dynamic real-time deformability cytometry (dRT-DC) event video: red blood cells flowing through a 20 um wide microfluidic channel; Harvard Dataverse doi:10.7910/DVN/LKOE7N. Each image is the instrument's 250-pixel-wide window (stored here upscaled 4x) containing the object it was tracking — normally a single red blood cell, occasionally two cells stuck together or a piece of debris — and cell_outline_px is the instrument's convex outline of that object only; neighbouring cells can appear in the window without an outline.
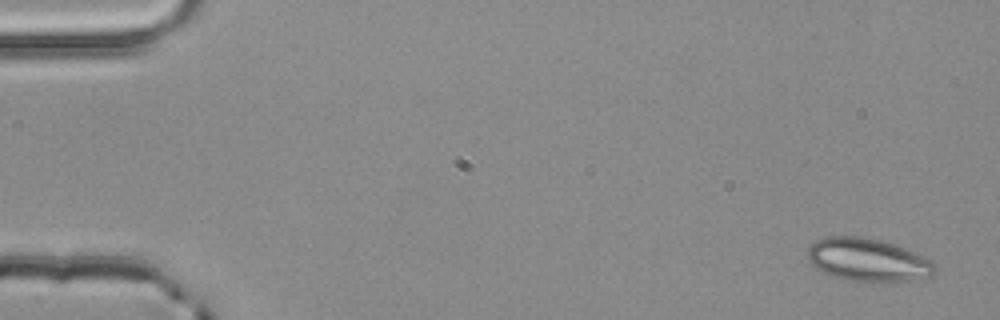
{"species": "common noctule bat (a hibernating species)", "species_latin": "Nyctalus noctula", "temperature_condition": "room temperature", "stored_images_in_passage": 4, "camera_frame_rate_fps": 3000, "um_per_image_px": 0.085, "animal": {"sex": "male", "body_mass_g": 20.4}, "frame": {"image": 1, "passage_image": 1, "time_ms": 0.0, "image_size_px": [1000, 320], "cell_outline_px": [[936, 272], [932, 276], [908, 280], [852, 280], [836, 276], [824, 272], [816, 268], [808, 260], [808, 248], [816, 240], [824, 236], [860, 236], [880, 240], [904, 248], [924, 256], [932, 260], [936, 264]], "centroid_in_image_um": [73.77, 22.06], "position_along_channel_um": 11.2, "area_um2": 31.33}}